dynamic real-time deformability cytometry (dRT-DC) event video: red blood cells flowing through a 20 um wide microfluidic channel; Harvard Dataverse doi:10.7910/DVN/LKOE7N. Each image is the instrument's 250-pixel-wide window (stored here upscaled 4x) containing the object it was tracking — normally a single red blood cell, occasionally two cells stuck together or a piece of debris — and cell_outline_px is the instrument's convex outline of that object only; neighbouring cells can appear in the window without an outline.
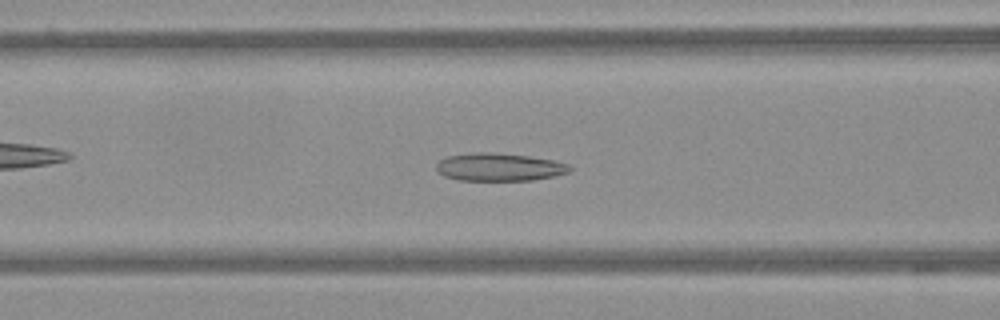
{"species": "Egyptian fruit bat (a non-hibernating species)", "species_latin": "Rousettus aegyptiacus", "temperature_condition": "warm", "stored_images_in_passage": 58, "camera_frame_rate_fps": 3000, "um_per_image_px": 0.085, "frame": {"image": 1, "passage_image": 24, "time_ms": 7.667, "image_size_px": [1000, 320], "cell_outline_px": [[572, 172], [532, 180], [456, 180], [444, 176], [436, 168], [436, 164], [440, 160], [448, 156], [472, 152], [492, 152], [528, 156], [552, 160], [568, 164], [572, 168]], "centroid_in_image_um": [42.43, 14.2], "position_along_channel_um": 124.2, "area_um2": 21.62}}
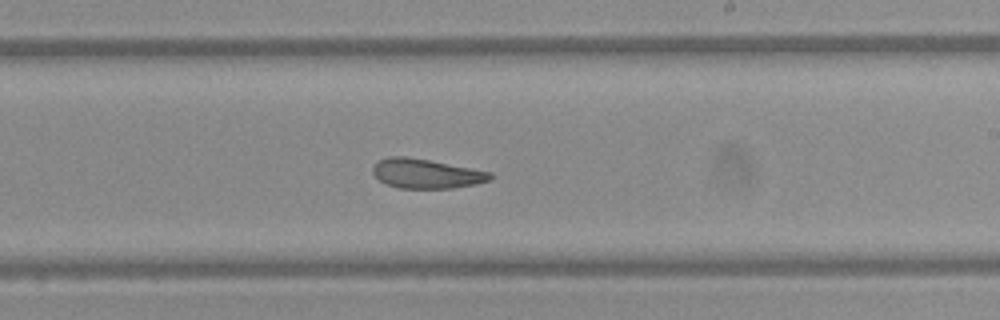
{"frame": {"image": 2, "passage_image": 35, "time_ms": 11.333, "image_size_px": [1000, 320], "cell_outline_px": [[492, 180], [476, 184], [452, 188], [400, 188], [384, 184], [372, 172], [372, 168], [380, 160], [388, 156], [404, 156], [428, 160], [492, 172]], "centroid_in_image_um": [36.23, 14.76], "position_along_channel_um": 252.8, "area_um2": 20.06}}
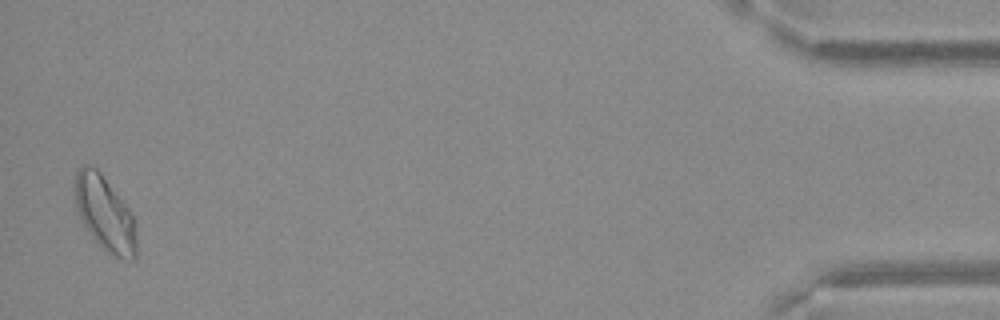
{"frame": {"image": 3, "passage_image": 57, "time_ms": 18.667, "image_size_px": [1000, 320], "cell_outline_px": [[136, 260], [128, 260], [112, 256], [104, 252], [88, 232], [76, 208], [76, 172], [84, 164], [88, 164], [96, 168], [100, 172], [128, 208], [136, 224]], "centroid_in_image_um": [8.94, 18.22], "position_along_channel_um": 426.3, "area_um2": 26.7}}